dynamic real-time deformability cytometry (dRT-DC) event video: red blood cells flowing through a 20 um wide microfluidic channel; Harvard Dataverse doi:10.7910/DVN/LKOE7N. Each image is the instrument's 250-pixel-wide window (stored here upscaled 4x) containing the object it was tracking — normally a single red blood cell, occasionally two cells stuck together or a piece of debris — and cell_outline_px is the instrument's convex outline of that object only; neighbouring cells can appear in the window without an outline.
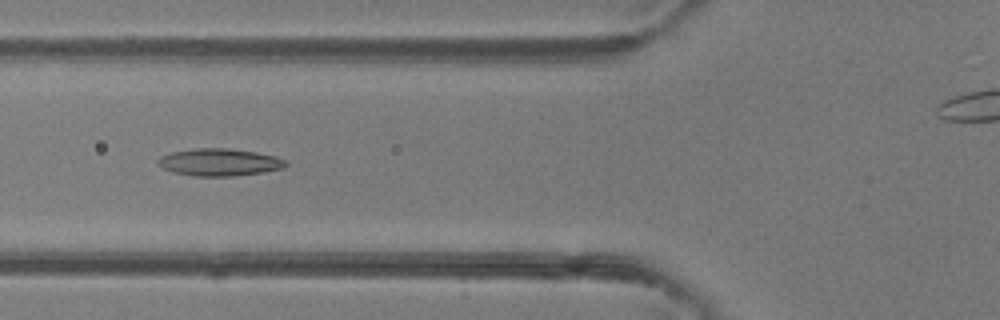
{"species": "common noctule bat (a hibernating species)", "species_latin": "Nyctalus noctula", "temperature_condition": "room temperature", "stored_images_in_passage": 3, "camera_frame_rate_fps": 3000, "um_per_image_px": 0.085, "animal": {"sex": "female"}, "frame": {"image": 1, "passage_image": 3, "time_ms": 0.667, "image_size_px": [1000, 320], "cell_outline_px": [[288, 164], [284, 168], [264, 172], [236, 176], [192, 176], [172, 172], [156, 164], [156, 160], [160, 156], [172, 152], [196, 148], [228, 148], [256, 152], [276, 156], [284, 160]], "centroid_in_image_um": [18.64, 13.79], "position_along_channel_um": 107.2, "area_um2": 20.52}}